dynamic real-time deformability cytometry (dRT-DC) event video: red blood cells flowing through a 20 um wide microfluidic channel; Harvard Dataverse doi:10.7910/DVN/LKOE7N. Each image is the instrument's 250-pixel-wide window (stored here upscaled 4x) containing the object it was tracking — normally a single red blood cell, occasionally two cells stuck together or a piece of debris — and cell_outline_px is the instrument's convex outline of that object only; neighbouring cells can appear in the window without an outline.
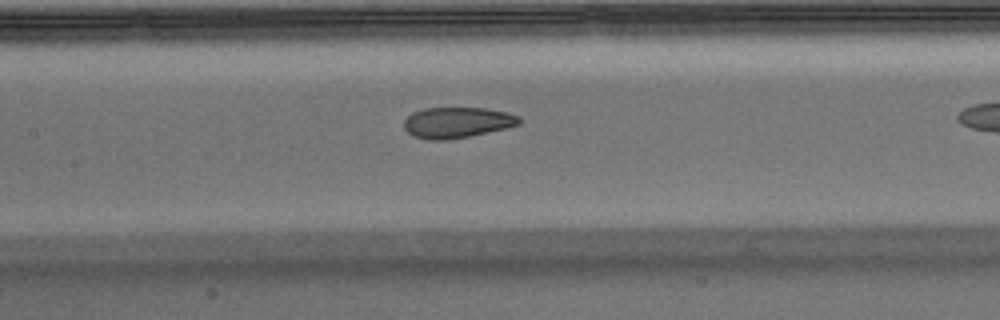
{"species": "Egyptian fruit bat (a non-hibernating species)", "species_latin": "Rousettus aegyptiacus", "temperature_condition": "warm", "stored_images_in_passage": 33, "camera_frame_rate_fps": 3000, "um_per_image_px": 0.085, "animal": {"sex": "male"}, "frame": {"image": 1, "passage_image": 19, "time_ms": 6.0, "image_size_px": [1000, 320], "cell_outline_px": [[520, 124], [508, 128], [468, 136], [444, 140], [428, 140], [412, 136], [404, 128], [404, 120], [412, 112], [424, 108], [484, 108], [508, 112], [520, 116]], "centroid_in_image_um": [38.85, 10.41], "position_along_channel_um": 168.5, "area_um2": 20.75}}
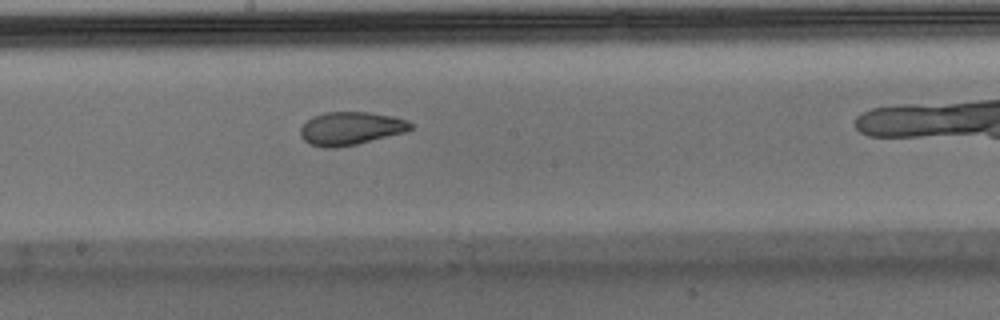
{"frame": {"image": 2, "passage_image": 23, "time_ms": 7.333, "image_size_px": [1000, 320], "cell_outline_px": [[412, 128], [408, 132], [356, 144], [336, 148], [324, 148], [308, 144], [300, 136], [300, 128], [312, 116], [328, 112], [368, 112], [392, 116], [408, 120], [412, 124]], "centroid_in_image_um": [29.81, 10.92], "position_along_channel_um": 218.4, "area_um2": 21.44}}